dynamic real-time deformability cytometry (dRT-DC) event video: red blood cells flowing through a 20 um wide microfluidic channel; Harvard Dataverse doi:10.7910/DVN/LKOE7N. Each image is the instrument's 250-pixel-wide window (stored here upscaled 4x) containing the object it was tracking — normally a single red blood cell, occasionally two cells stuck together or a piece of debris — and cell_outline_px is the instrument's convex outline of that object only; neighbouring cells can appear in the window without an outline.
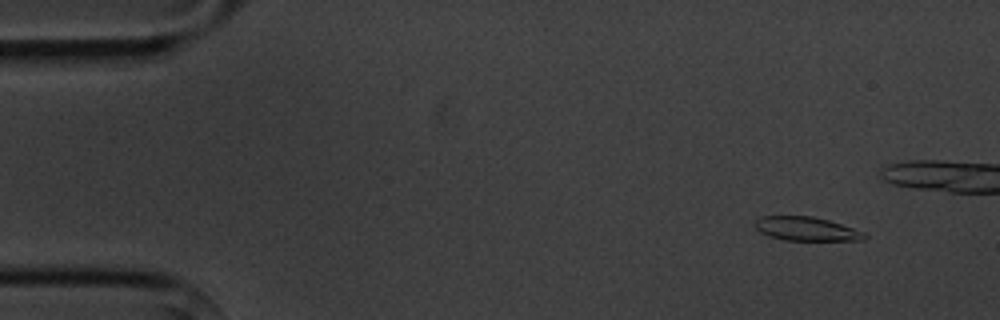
{"species": "common noctule bat (a hibernating species)", "species_latin": "Nyctalus noctula", "temperature_condition": "cold", "stored_images_in_passage": 6, "camera_frame_rate_fps": 3000, "um_per_image_px": 0.085, "animal": {"sex": "male", "body_mass_g": 20.1, "forearm_length_mm": 53.5}, "frame": {"image": 1, "passage_image": 2, "time_ms": 1.333, "image_size_px": [1000, 320], "cell_outline_px": [[868, 236], [864, 240], [784, 240], [768, 236], [760, 232], [752, 224], [760, 216], [812, 216], [828, 220], [864, 232]], "centroid_in_image_um": [68.5, 19.45], "position_along_channel_um": 16.5, "area_um2": 15.2}}